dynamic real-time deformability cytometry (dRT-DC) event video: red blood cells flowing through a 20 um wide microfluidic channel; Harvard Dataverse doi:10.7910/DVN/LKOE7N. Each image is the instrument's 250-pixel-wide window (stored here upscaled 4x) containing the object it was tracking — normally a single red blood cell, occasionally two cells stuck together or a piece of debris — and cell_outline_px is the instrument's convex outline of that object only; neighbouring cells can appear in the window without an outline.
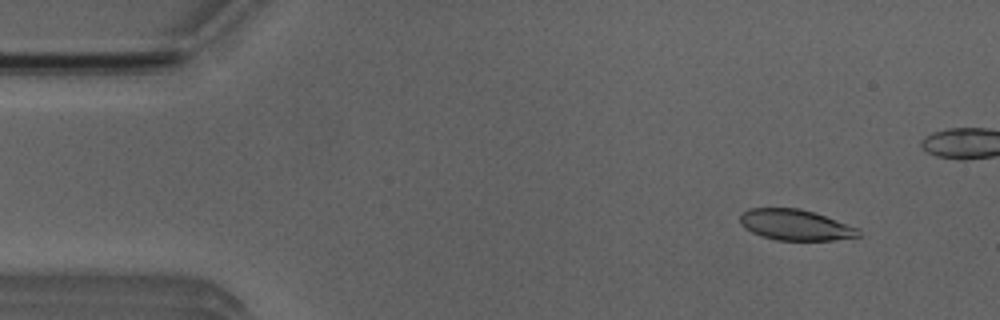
{"species": "Egyptian fruit bat (a non-hibernating species)", "species_latin": "Rousettus aegyptiacus", "temperature_condition": "room temperature", "stored_images_in_passage": 43, "camera_frame_rate_fps": 3000, "um_per_image_px": 0.085, "animal": {"sex": "male"}, "frame": {"image": 1, "passage_image": 5, "time_ms": 1.333, "image_size_px": [1000, 320], "cell_outline_px": [[860, 236], [836, 240], [776, 240], [760, 236], [744, 228], [740, 224], [740, 216], [748, 208], [800, 208], [860, 228]], "centroid_in_image_um": [67.6, 19.12], "position_along_channel_um": 17.4, "area_um2": 21.27}}
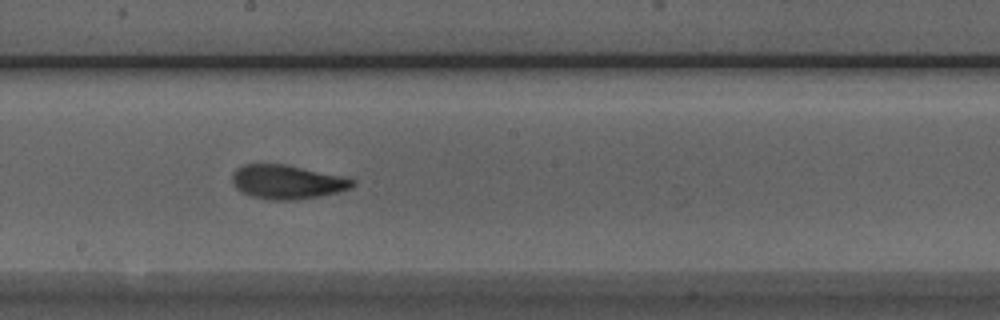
{"frame": {"image": 2, "passage_image": 28, "time_ms": 9.0, "image_size_px": [1000, 320], "cell_outline_px": [[356, 184], [348, 188], [336, 192], [320, 196], [292, 200], [272, 200], [252, 196], [240, 192], [232, 184], [232, 172], [236, 168], [244, 164], [288, 164], [348, 176], [356, 180]], "centroid_in_image_um": [24.42, 15.44], "position_along_channel_um": 223.8, "area_um2": 24.28}}
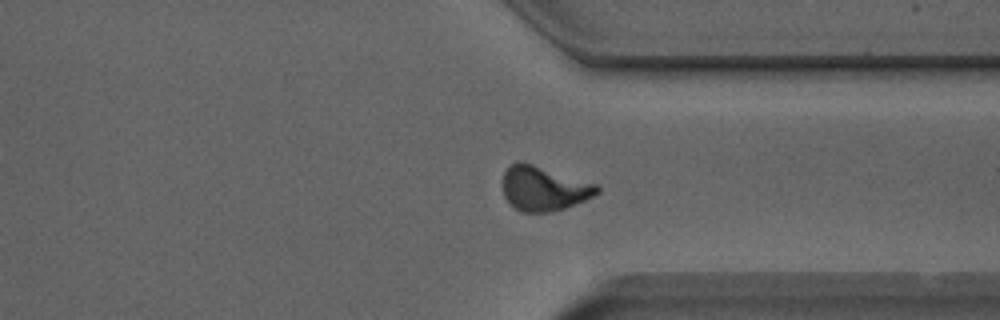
{"frame": {"image": 3, "passage_image": 39, "time_ms": 12.667, "image_size_px": [1000, 320], "cell_outline_px": [[600, 192], [584, 200], [564, 208], [548, 212], [520, 212], [512, 208], [504, 196], [504, 172], [512, 164], [520, 160], [600, 184]], "centroid_in_image_um": [46.24, 16.01], "position_along_channel_um": 365.2, "area_um2": 24.62}}